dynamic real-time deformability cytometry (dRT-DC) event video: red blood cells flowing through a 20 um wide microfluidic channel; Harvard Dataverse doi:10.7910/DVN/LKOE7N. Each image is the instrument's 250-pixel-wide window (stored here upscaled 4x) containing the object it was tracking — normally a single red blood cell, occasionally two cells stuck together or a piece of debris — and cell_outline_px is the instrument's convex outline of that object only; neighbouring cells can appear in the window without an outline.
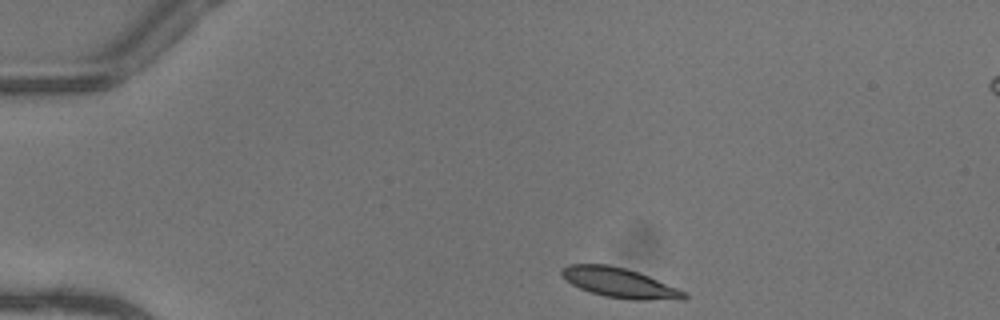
{"species": "common noctule bat (a hibernating species)", "species_latin": "Nyctalus noctula", "temperature_condition": "warm", "stored_images_in_passage": 42, "camera_frame_rate_fps": 3000, "um_per_image_px": 0.085, "animal": {"sex": "female"}, "frame": {"image": 1, "passage_image": 1, "time_ms": 0.0, "image_size_px": [1000, 320], "cell_outline_px": [[688, 296], [684, 300], [632, 300], [604, 296], [580, 288], [572, 284], [560, 272], [568, 264], [608, 264], [624, 268], [648, 276], [688, 292]], "centroid_in_image_um": [52.74, 24.06], "position_along_channel_um": 32.3, "area_um2": 21.1}}
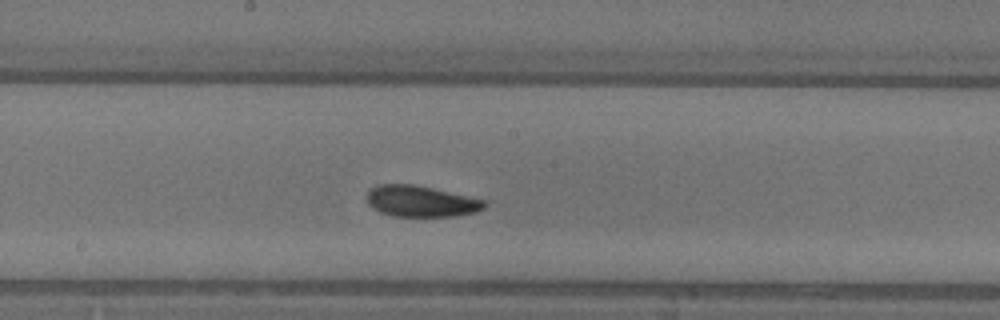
{"frame": {"image": 2, "passage_image": 19, "time_ms": 6.0, "image_size_px": [1000, 320], "cell_outline_px": [[488, 204], [484, 208], [476, 212], [456, 216], [392, 216], [380, 212], [372, 208], [364, 200], [364, 196], [376, 184], [412, 184], [432, 188], [484, 200]], "centroid_in_image_um": [35.72, 17.11], "position_along_channel_um": 212.5, "area_um2": 21.44}}
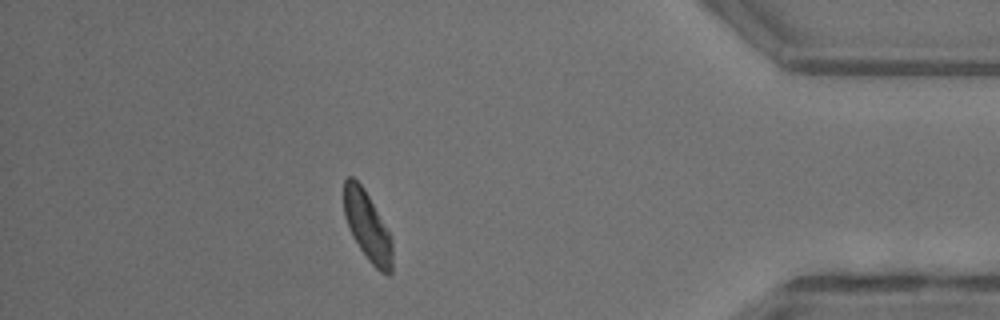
{"frame": {"image": 3, "passage_image": 36, "time_ms": 11.667, "image_size_px": [1000, 320], "cell_outline_px": [[392, 272], [388, 276], [380, 272], [368, 260], [352, 236], [344, 216], [344, 180], [348, 176], [352, 176], [364, 188], [388, 232], [392, 240]], "centroid_in_image_um": [31.22, 19.25], "position_along_channel_um": 404.0, "area_um2": 19.31}, "authors_computed_cell_mechanics": {"area_um2": 21.097, "velocity_mm_per_s": 4.0883, "shape_relaxation_time_tau1_ms": 4.6092, "shape_relaxation_time_tau2_ms": 3.2564, "deformation_change_tau1": 0.141, "deformation_change_tau2": 0.0915}}